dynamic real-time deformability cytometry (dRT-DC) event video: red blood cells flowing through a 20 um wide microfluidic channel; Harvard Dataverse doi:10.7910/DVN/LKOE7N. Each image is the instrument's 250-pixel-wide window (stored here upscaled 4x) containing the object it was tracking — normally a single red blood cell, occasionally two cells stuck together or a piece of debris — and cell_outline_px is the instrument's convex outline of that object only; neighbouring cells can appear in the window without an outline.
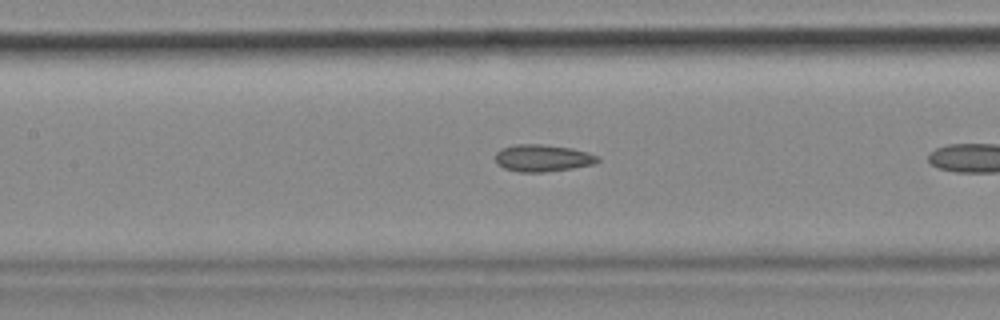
{"species": "common noctule bat (a hibernating species)", "species_latin": "Nyctalus noctula", "temperature_condition": "cold", "stored_images_in_passage": 33, "camera_frame_rate_fps": 3000, "um_per_image_px": 0.085, "animal": {"sex": "female", "body_mass_g": 18.4}, "frame": {"image": 1, "passage_image": 15, "time_ms": 4.667, "image_size_px": [1000, 320], "cell_outline_px": [[600, 160], [592, 164], [572, 168], [544, 172], [520, 172], [504, 168], [496, 164], [496, 152], [500, 148], [516, 144], [540, 144], [572, 148], [588, 152], [600, 156]], "centroid_in_image_um": [46.11, 13.43], "position_along_channel_um": 161.3, "area_um2": 16.18}}